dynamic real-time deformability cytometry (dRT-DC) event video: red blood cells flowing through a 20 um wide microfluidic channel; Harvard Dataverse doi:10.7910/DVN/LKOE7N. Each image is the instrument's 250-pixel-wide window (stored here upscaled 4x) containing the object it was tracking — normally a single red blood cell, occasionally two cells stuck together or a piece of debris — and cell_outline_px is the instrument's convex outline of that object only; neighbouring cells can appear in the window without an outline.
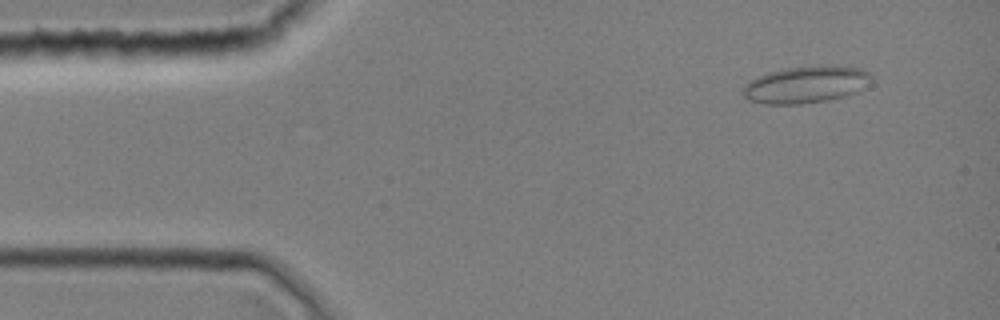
{"species": "common noctule bat (a hibernating species)", "species_latin": "Nyctalus noctula", "temperature_condition": "room temperature", "stored_images_in_passage": 10, "camera_frame_rate_fps": 3000, "um_per_image_px": 0.085, "animal": {"sex": "female", "body_mass_g": 19.0, "forearm_length_mm": 51.5}, "frame": {"image": 1, "passage_image": 4, "time_ms": 1.0, "image_size_px": [1000, 320], "cell_outline_px": [[872, 84], [856, 92], [844, 96], [828, 100], [800, 104], [764, 104], [748, 100], [744, 96], [744, 88], [748, 80], [768, 72], [784, 68], [860, 68], [868, 72], [872, 76]], "centroid_in_image_um": [68.48, 7.23], "position_along_channel_um": 16.5, "area_um2": 26.93}}